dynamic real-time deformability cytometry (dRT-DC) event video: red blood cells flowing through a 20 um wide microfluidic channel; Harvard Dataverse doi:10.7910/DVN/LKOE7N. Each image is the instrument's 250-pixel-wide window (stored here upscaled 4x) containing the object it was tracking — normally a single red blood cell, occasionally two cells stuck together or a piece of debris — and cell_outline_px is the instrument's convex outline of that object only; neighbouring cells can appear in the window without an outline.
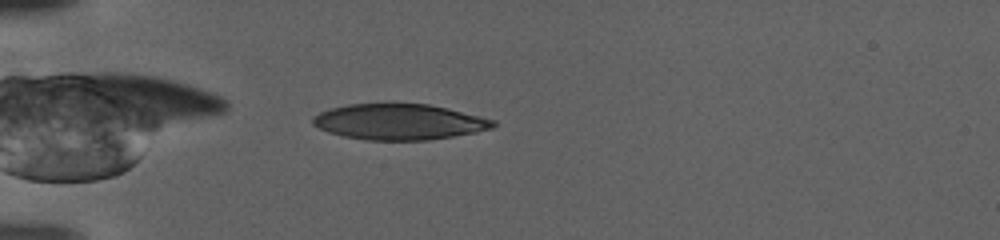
{"species": "human", "species_latin": "Homo sapiens", "temperature_condition": "warm", "stored_images_in_passage": 55, "camera_frame_rate_fps": 3000, "um_per_image_px": 0.085, "donor": {"sex": "female"}, "frame": {"image": 1, "passage_image": 6, "time_ms": 1.667, "image_size_px": [1000, 240], "cell_outline_px": [[496, 124], [492, 128], [476, 132], [428, 140], [364, 140], [344, 136], [328, 132], [312, 124], [312, 116], [320, 112], [332, 108], [348, 104], [428, 104], [448, 108], [496, 120]], "centroid_in_image_um": [33.93, 10.36], "position_along_channel_um": 51.1, "area_um2": 37.45}}
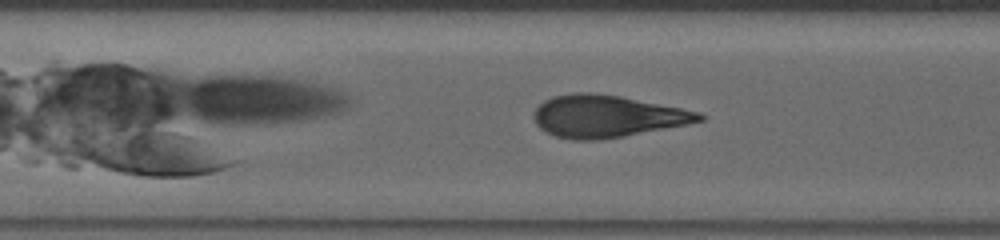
{"frame": {"image": 2, "passage_image": 26, "time_ms": 8.333, "image_size_px": [1000, 240], "cell_outline_px": [[704, 120], [624, 136], [600, 140], [572, 140], [556, 136], [540, 128], [536, 124], [532, 116], [536, 108], [544, 100], [552, 96], [572, 92], [588, 92], [620, 96], [700, 112], [704, 116]], "centroid_in_image_um": [51.52, 9.87], "position_along_channel_um": 155.9, "area_um2": 40.29}}
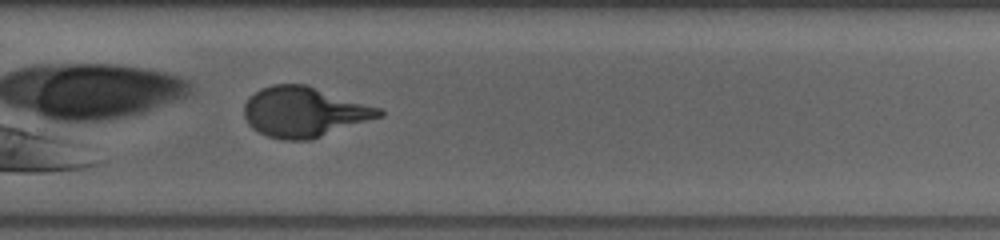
{"frame": {"image": 3, "passage_image": 49, "time_ms": 16.0, "image_size_px": [1000, 240], "cell_outline_px": [[384, 116], [308, 140], [284, 140], [268, 136], [252, 128], [248, 124], [244, 116], [244, 104], [248, 96], [260, 88], [272, 84], [308, 84], [380, 108], [384, 112]], "centroid_in_image_um": [25.83, 9.49], "position_along_channel_um": 304.0, "area_um2": 39.59}}